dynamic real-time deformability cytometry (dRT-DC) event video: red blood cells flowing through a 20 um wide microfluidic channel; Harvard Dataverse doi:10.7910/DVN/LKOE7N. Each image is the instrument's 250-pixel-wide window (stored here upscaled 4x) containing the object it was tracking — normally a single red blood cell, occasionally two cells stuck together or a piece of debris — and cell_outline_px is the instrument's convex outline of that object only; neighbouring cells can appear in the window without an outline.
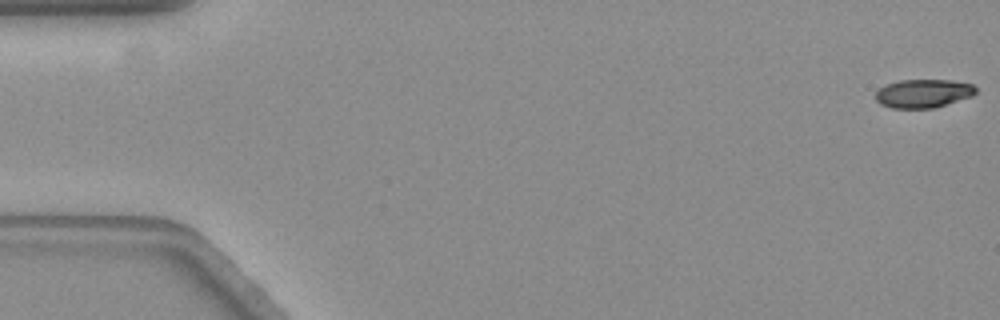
{"species": "common noctule bat (a hibernating species)", "species_latin": "Nyctalus noctula", "temperature_condition": "warm", "stored_images_in_passage": 59, "camera_frame_rate_fps": 3000, "um_per_image_px": 0.085, "animal": {"sex": "female", "body_mass_g": 19.3, "forearm_length_mm": 54.1}, "frame": {"image": 1, "passage_image": 1, "time_ms": 0.0, "image_size_px": [1000, 320], "cell_outline_px": [[976, 92], [972, 96], [932, 108], [892, 108], [880, 104], [876, 100], [876, 92], [884, 84], [900, 80], [952, 80], [972, 84], [976, 88]], "centroid_in_image_um": [78.45, 7.93], "position_along_channel_um": 6.5, "area_um2": 16.59}}
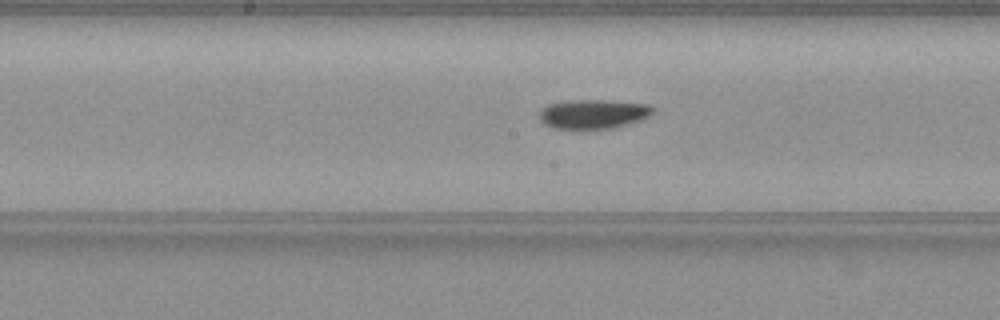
{"frame": {"image": 2, "passage_image": 30, "time_ms": 9.667, "image_size_px": [1000, 320], "cell_outline_px": [[652, 112], [644, 120], [616, 128], [596, 132], [580, 132], [552, 128], [544, 124], [540, 120], [540, 108], [548, 104], [564, 100], [604, 100], [648, 104], [652, 108]], "centroid_in_image_um": [50.37, 9.76], "position_along_channel_um": 197.8, "area_um2": 20.63}}
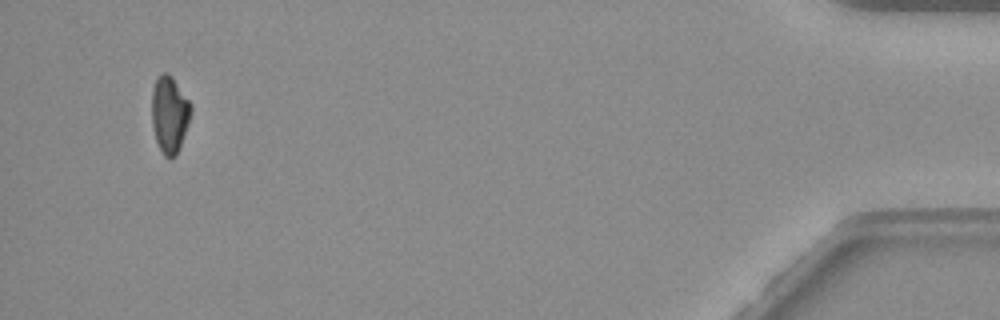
{"frame": {"image": 3, "passage_image": 56, "time_ms": 18.333, "image_size_px": [1000, 320], "cell_outline_px": [[192, 108], [188, 124], [176, 156], [168, 160], [164, 156], [156, 140], [152, 124], [152, 88], [156, 80], [164, 72], [168, 72], [172, 76], [192, 104]], "centroid_in_image_um": [14.41, 9.72], "position_along_channel_um": 420.8, "area_um2": 17.51}, "authors_computed_cell_mechanics": {"area_um2": 18.9006, "velocity_mm_per_s": 3.5444, "shape_relaxation_time_tau1_ms": 8.0978, "shape_relaxation_time_tau2_ms": 7.1882, "deformation_change_tau1": 0.2103, "deformation_change_tau2": 0.1194}}